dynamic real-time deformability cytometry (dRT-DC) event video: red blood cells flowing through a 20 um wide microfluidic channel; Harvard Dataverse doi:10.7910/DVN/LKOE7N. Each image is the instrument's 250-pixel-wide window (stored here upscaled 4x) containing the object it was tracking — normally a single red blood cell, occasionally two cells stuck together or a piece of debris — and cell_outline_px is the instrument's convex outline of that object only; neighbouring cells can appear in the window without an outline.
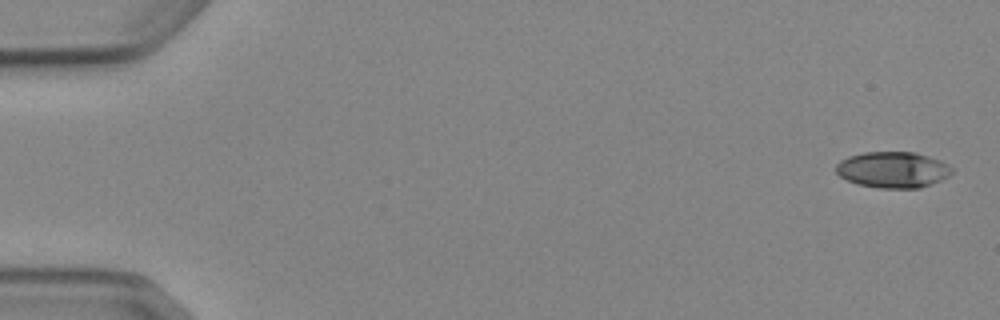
{"species": "Egyptian fruit bat (a non-hibernating species)", "species_latin": "Rousettus aegyptiacus", "temperature_condition": "cold", "stored_images_in_passage": 4, "camera_frame_rate_fps": 3000, "um_per_image_px": 0.085, "animal": {"sex": "female"}, "frame": {"image": 1, "passage_image": 1, "time_ms": 0.0, "image_size_px": [1000, 320], "cell_outline_px": [[952, 172], [948, 176], [940, 180], [920, 188], [876, 188], [856, 184], [840, 176], [836, 172], [836, 164], [840, 160], [848, 156], [864, 152], [916, 152], [940, 160], [948, 164], [952, 168]], "centroid_in_image_um": [75.87, 14.42], "position_along_channel_um": 9.1, "area_um2": 24.45}}
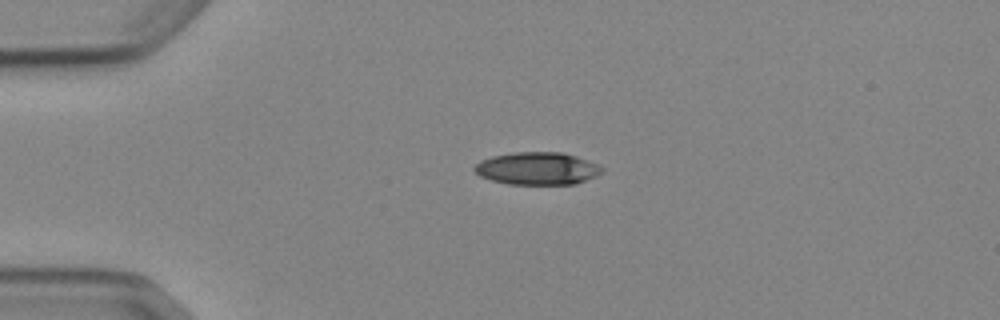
{"frame": {"image": 2, "passage_image": 4, "time_ms": 3.667, "image_size_px": [1000, 320], "cell_outline_px": [[604, 172], [596, 176], [576, 184], [508, 184], [492, 180], [480, 176], [472, 168], [480, 160], [492, 156], [516, 152], [560, 152], [576, 156], [588, 160], [604, 168]], "centroid_in_image_um": [45.68, 14.32], "position_along_channel_um": 39.3, "area_um2": 24.22}}